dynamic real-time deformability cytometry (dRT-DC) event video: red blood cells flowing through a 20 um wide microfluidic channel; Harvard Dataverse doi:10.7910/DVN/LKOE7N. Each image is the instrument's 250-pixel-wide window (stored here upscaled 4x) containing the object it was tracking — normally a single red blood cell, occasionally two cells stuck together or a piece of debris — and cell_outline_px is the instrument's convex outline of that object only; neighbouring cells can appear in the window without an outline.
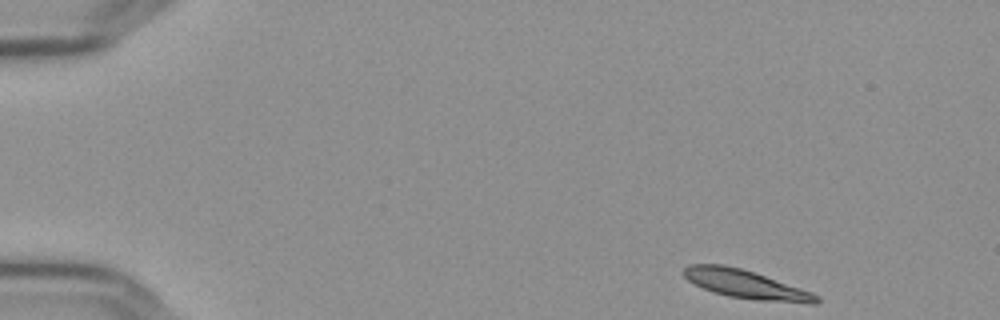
{"species": "Egyptian fruit bat (a non-hibernating species)", "species_latin": "Rousettus aegyptiacus", "temperature_condition": "cold", "stored_images_in_passage": 51, "camera_frame_rate_fps": 3000, "um_per_image_px": 0.085, "frame": {"image": 1, "passage_image": 1, "time_ms": 0.0, "image_size_px": [1000, 320], "cell_outline_px": [[820, 300], [816, 304], [808, 304], [756, 300], [728, 296], [704, 288], [688, 280], [680, 272], [688, 264], [724, 264], [740, 268], [812, 292], [820, 296]], "centroid_in_image_um": [63.4, 24.17], "position_along_channel_um": 21.6, "area_um2": 21.91}}
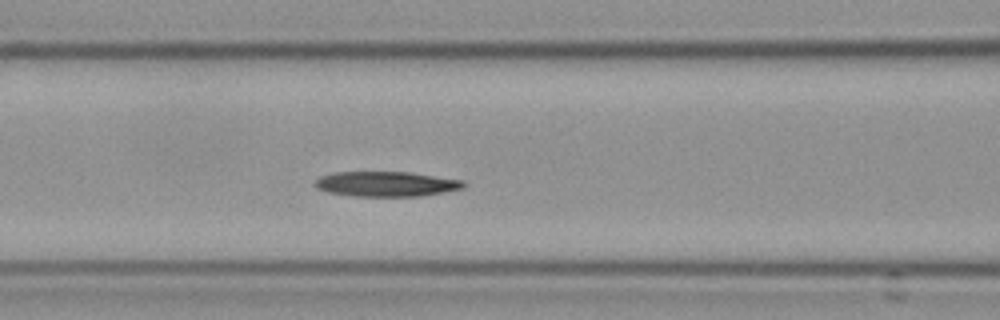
{"frame": {"image": 2, "passage_image": 19, "time_ms": 6.0, "image_size_px": [1000, 320], "cell_outline_px": [[468, 184], [464, 188], [444, 192], [420, 196], [352, 196], [328, 192], [316, 188], [312, 184], [320, 176], [332, 172], [408, 172], [464, 180]], "centroid_in_image_um": [32.82, 15.64], "position_along_channel_um": 133.8, "area_um2": 21.85}}
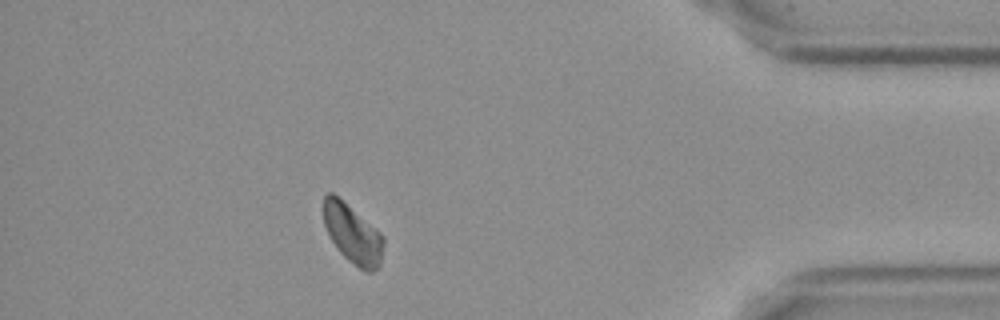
{"frame": {"image": 3, "passage_image": 45, "time_ms": 14.667, "image_size_px": [1000, 320], "cell_outline_px": [[384, 244], [380, 264], [372, 272], [364, 272], [348, 260], [340, 252], [332, 240], [324, 224], [324, 196], [328, 192], [332, 192], [380, 232], [384, 236]], "centroid_in_image_um": [29.99, 19.91], "position_along_channel_um": 405.2, "area_um2": 20.29}, "authors_computed_cell_mechanics": {"area_um2": 21.675, "velocity_mm_per_s": 3.5938, "shape_relaxation_time_tau1_ms": null, "shape_relaxation_time_tau2_ms": 5.4037, "deformation_change_tau1": null, "deformation_change_tau2": 0.1136}}